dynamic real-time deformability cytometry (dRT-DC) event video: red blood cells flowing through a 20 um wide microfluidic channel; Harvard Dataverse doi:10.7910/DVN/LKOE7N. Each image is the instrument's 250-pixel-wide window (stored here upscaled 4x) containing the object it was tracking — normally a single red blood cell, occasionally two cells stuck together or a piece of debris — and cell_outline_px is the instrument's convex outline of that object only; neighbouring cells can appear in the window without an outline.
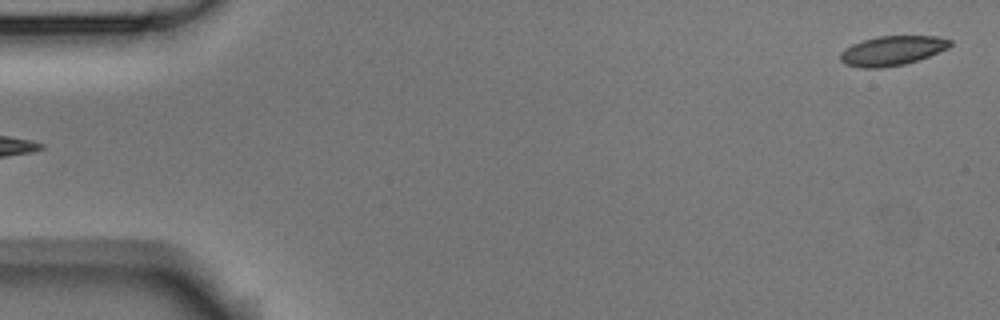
{"species": "Egyptian fruit bat (a non-hibernating species)", "species_latin": "Rousettus aegyptiacus", "temperature_condition": "room temperature", "stored_images_in_passage": 2, "camera_frame_rate_fps": 3000, "um_per_image_px": 0.085, "animal": {"sex": "male"}, "frame": {"image": 1, "passage_image": 2, "time_ms": 0.333, "image_size_px": [1000, 320], "cell_outline_px": [[952, 44], [948, 48], [928, 56], [904, 64], [884, 68], [860, 68], [844, 64], [840, 60], [840, 52], [844, 48], [852, 44], [876, 36], [936, 36], [952, 40]], "centroid_in_image_um": [75.8, 4.31], "position_along_channel_um": 9.2, "area_um2": 18.96}}